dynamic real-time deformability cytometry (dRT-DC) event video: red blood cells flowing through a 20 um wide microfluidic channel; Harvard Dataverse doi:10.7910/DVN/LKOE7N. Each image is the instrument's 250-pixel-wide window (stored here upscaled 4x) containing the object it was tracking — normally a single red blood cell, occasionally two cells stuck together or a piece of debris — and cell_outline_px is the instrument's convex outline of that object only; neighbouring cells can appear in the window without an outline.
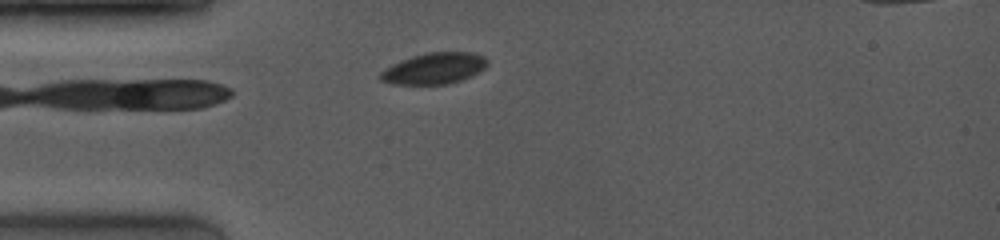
{"species": "common noctule bat (a hibernating species)", "species_latin": "Nyctalus noctula", "temperature_condition": "room temperature", "stored_images_in_passage": 11, "camera_frame_rate_fps": 4000, "um_per_image_px": 0.085, "animal": {"sex": "female", "body_mass_g": 19.0, "forearm_length_mm": 53.3}, "frame": {"image": 1, "passage_image": 1, "time_ms": 0.0, "image_size_px": [1000, 240], "cell_outline_px": [[488, 64], [484, 68], [472, 76], [448, 84], [392, 84], [380, 80], [376, 76], [380, 72], [392, 64], [400, 60], [412, 56], [428, 52], [472, 52], [484, 56], [488, 60]], "centroid_in_image_um": [36.89, 5.81], "position_along_channel_um": 48.1, "area_um2": 19.59}}
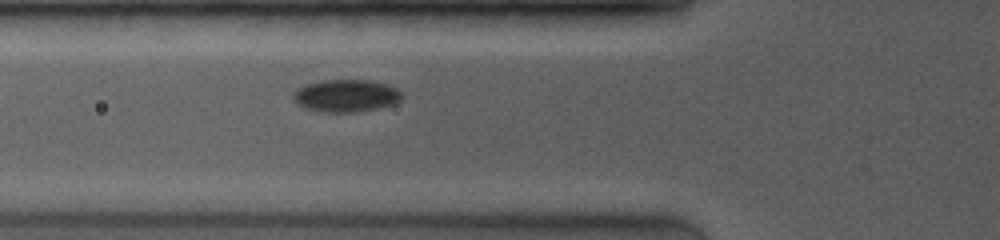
{"frame": {"image": 2, "passage_image": 4, "time_ms": 1.5, "image_size_px": [1000, 240], "cell_outline_px": [[404, 96], [396, 104], [380, 108], [356, 112], [320, 112], [304, 108], [296, 104], [292, 100], [292, 92], [296, 88], [320, 80], [372, 80], [388, 84], [396, 88]], "centroid_in_image_um": [29.4, 8.14], "position_along_channel_um": 96.4, "area_um2": 21.04}}
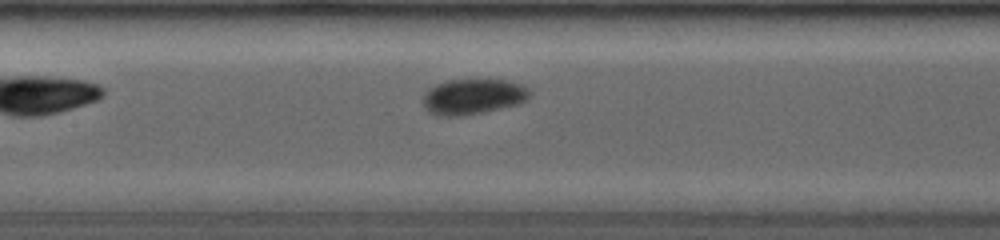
{"frame": {"image": 3, "passage_image": 8, "time_ms": 3.25, "image_size_px": [1000, 240], "cell_outline_px": [[532, 92], [528, 100], [520, 104], [484, 112], [460, 116], [440, 116], [428, 112], [424, 108], [424, 92], [428, 88], [444, 80], [476, 76], [508, 80], [520, 84], [528, 88]], "centroid_in_image_um": [40.23, 8.15], "position_along_channel_um": 167.2, "area_um2": 23.29}}